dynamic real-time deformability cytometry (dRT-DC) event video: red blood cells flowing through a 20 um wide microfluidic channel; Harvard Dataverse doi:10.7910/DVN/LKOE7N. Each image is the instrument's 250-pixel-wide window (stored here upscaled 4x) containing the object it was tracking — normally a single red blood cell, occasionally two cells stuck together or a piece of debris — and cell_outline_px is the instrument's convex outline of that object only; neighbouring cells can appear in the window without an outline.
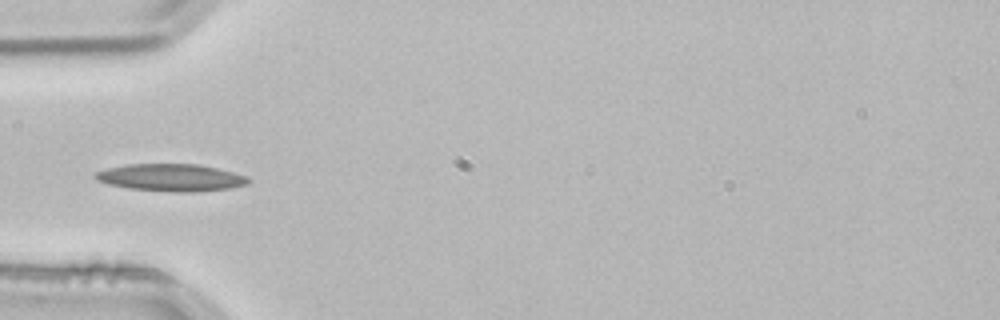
{"species": "common noctule bat (a hibernating species)", "species_latin": "Nyctalus noctula", "temperature_condition": "room temperature", "stored_images_in_passage": 3, "camera_frame_rate_fps": 3000, "um_per_image_px": 0.085, "animal": {"sex": "male", "body_mass_g": 21.5, "forearm_length_mm": 52.0}, "frame": {"image": 1, "passage_image": 3, "time_ms": 0.667, "image_size_px": [1000, 320], "cell_outline_px": [[252, 180], [248, 184], [228, 188], [192, 192], [172, 192], [128, 188], [108, 184], [96, 180], [92, 176], [96, 172], [108, 168], [128, 164], [196, 164], [216, 168], [248, 176]], "centroid_in_image_um": [14.53, 15.09], "position_along_channel_um": 70.5, "area_um2": 24.28}}